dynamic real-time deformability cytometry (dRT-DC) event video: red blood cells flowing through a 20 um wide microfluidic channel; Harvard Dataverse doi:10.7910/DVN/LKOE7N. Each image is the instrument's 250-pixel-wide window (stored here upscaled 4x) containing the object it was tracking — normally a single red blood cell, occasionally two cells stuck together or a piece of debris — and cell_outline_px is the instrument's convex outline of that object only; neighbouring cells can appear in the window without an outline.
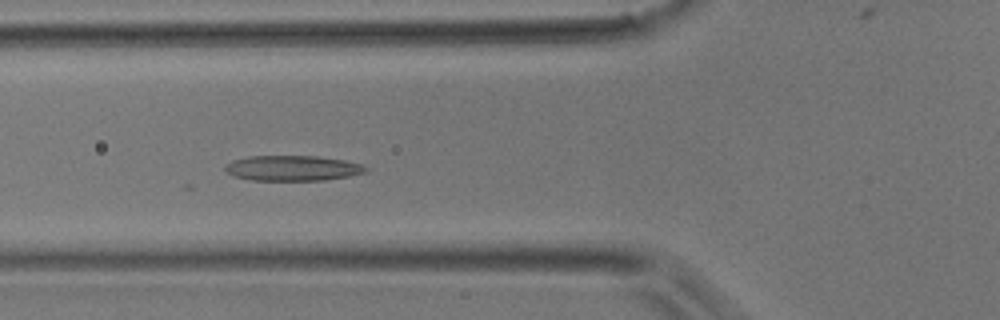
{"species": "common noctule bat (a hibernating species)", "species_latin": "Nyctalus noctula", "temperature_condition": "room temperature", "stored_images_in_passage": 29, "camera_frame_rate_fps": 3000, "um_per_image_px": 0.085, "animal": {"sex": "male", "body_mass_g": 17.9}, "frame": {"image": 1, "passage_image": 8, "time_ms": 2.333, "image_size_px": [1000, 320], "cell_outline_px": [[368, 172], [348, 176], [324, 180], [252, 180], [236, 176], [224, 172], [224, 164], [232, 160], [248, 156], [316, 156], [344, 160], [364, 164], [368, 168]], "centroid_in_image_um": [24.86, 14.28], "position_along_channel_um": 100.9, "area_um2": 20.87}}
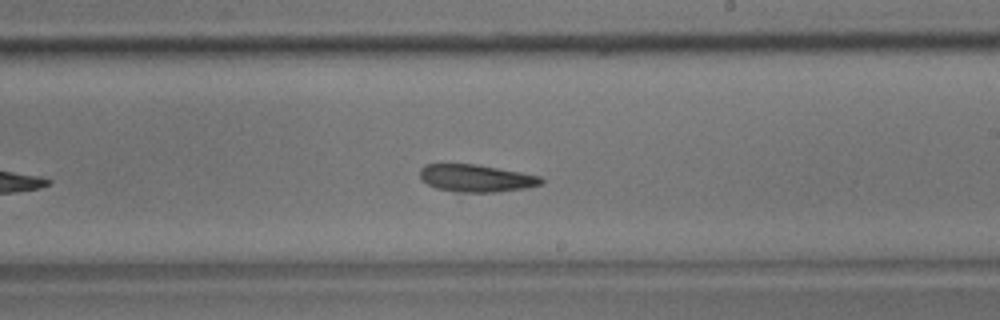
{"frame": {"image": 2, "passage_image": 18, "time_ms": 5.667, "image_size_px": [1000, 320], "cell_outline_px": [[544, 184], [528, 188], [496, 192], [456, 192], [436, 188], [420, 180], [420, 168], [424, 164], [476, 164], [520, 172], [540, 176], [544, 180]], "centroid_in_image_um": [40.48, 15.15], "position_along_channel_um": 248.5, "area_um2": 19.54}}
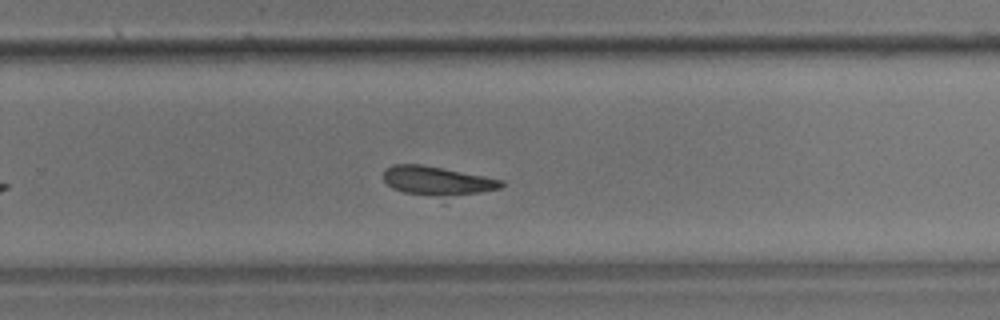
{"frame": {"image": 3, "passage_image": 21, "time_ms": 6.667, "image_size_px": [1000, 320], "cell_outline_px": [[504, 184], [500, 188], [480, 192], [404, 192], [392, 188], [384, 180], [384, 172], [392, 164], [420, 164], [484, 176], [504, 180]], "centroid_in_image_um": [37.13, 15.28], "position_along_channel_um": 292.7, "area_um2": 18.15}}